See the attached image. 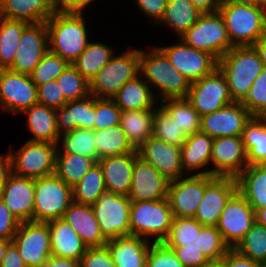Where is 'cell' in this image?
<instances>
[{
	"label": "cell",
	"instance_id": "obj_15",
	"mask_svg": "<svg viewBox=\"0 0 266 267\" xmlns=\"http://www.w3.org/2000/svg\"><path fill=\"white\" fill-rule=\"evenodd\" d=\"M236 191V178L205 175V193L194 218L203 226L216 227L228 200Z\"/></svg>",
	"mask_w": 266,
	"mask_h": 267
},
{
	"label": "cell",
	"instance_id": "obj_58",
	"mask_svg": "<svg viewBox=\"0 0 266 267\" xmlns=\"http://www.w3.org/2000/svg\"><path fill=\"white\" fill-rule=\"evenodd\" d=\"M224 267H261V263L240 255L235 249H230L221 259Z\"/></svg>",
	"mask_w": 266,
	"mask_h": 267
},
{
	"label": "cell",
	"instance_id": "obj_59",
	"mask_svg": "<svg viewBox=\"0 0 266 267\" xmlns=\"http://www.w3.org/2000/svg\"><path fill=\"white\" fill-rule=\"evenodd\" d=\"M93 0H53L56 12L82 13L83 9Z\"/></svg>",
	"mask_w": 266,
	"mask_h": 267
},
{
	"label": "cell",
	"instance_id": "obj_47",
	"mask_svg": "<svg viewBox=\"0 0 266 267\" xmlns=\"http://www.w3.org/2000/svg\"><path fill=\"white\" fill-rule=\"evenodd\" d=\"M203 227L194 217H174L167 238V247H181V242L195 241Z\"/></svg>",
	"mask_w": 266,
	"mask_h": 267
},
{
	"label": "cell",
	"instance_id": "obj_26",
	"mask_svg": "<svg viewBox=\"0 0 266 267\" xmlns=\"http://www.w3.org/2000/svg\"><path fill=\"white\" fill-rule=\"evenodd\" d=\"M149 240L137 236H122L105 244L117 267H146Z\"/></svg>",
	"mask_w": 266,
	"mask_h": 267
},
{
	"label": "cell",
	"instance_id": "obj_27",
	"mask_svg": "<svg viewBox=\"0 0 266 267\" xmlns=\"http://www.w3.org/2000/svg\"><path fill=\"white\" fill-rule=\"evenodd\" d=\"M51 241V255L80 260L88 246L64 219L47 222Z\"/></svg>",
	"mask_w": 266,
	"mask_h": 267
},
{
	"label": "cell",
	"instance_id": "obj_54",
	"mask_svg": "<svg viewBox=\"0 0 266 267\" xmlns=\"http://www.w3.org/2000/svg\"><path fill=\"white\" fill-rule=\"evenodd\" d=\"M79 267H117L106 245L88 247L79 260Z\"/></svg>",
	"mask_w": 266,
	"mask_h": 267
},
{
	"label": "cell",
	"instance_id": "obj_20",
	"mask_svg": "<svg viewBox=\"0 0 266 267\" xmlns=\"http://www.w3.org/2000/svg\"><path fill=\"white\" fill-rule=\"evenodd\" d=\"M252 115L239 102L233 101L222 109L201 116L200 131L213 139L224 136H241Z\"/></svg>",
	"mask_w": 266,
	"mask_h": 267
},
{
	"label": "cell",
	"instance_id": "obj_30",
	"mask_svg": "<svg viewBox=\"0 0 266 267\" xmlns=\"http://www.w3.org/2000/svg\"><path fill=\"white\" fill-rule=\"evenodd\" d=\"M21 113L27 114L28 130L34 136L29 141L58 144L59 132L56 123V109L35 104Z\"/></svg>",
	"mask_w": 266,
	"mask_h": 267
},
{
	"label": "cell",
	"instance_id": "obj_69",
	"mask_svg": "<svg viewBox=\"0 0 266 267\" xmlns=\"http://www.w3.org/2000/svg\"><path fill=\"white\" fill-rule=\"evenodd\" d=\"M202 267H224V265L221 261H210L208 264Z\"/></svg>",
	"mask_w": 266,
	"mask_h": 267
},
{
	"label": "cell",
	"instance_id": "obj_48",
	"mask_svg": "<svg viewBox=\"0 0 266 267\" xmlns=\"http://www.w3.org/2000/svg\"><path fill=\"white\" fill-rule=\"evenodd\" d=\"M252 116L266 117V68L254 80L251 88L239 101Z\"/></svg>",
	"mask_w": 266,
	"mask_h": 267
},
{
	"label": "cell",
	"instance_id": "obj_51",
	"mask_svg": "<svg viewBox=\"0 0 266 267\" xmlns=\"http://www.w3.org/2000/svg\"><path fill=\"white\" fill-rule=\"evenodd\" d=\"M121 112L112 98H96L94 130L119 125Z\"/></svg>",
	"mask_w": 266,
	"mask_h": 267
},
{
	"label": "cell",
	"instance_id": "obj_57",
	"mask_svg": "<svg viewBox=\"0 0 266 267\" xmlns=\"http://www.w3.org/2000/svg\"><path fill=\"white\" fill-rule=\"evenodd\" d=\"M168 0H135L139 10L146 16L155 18L157 24L164 16Z\"/></svg>",
	"mask_w": 266,
	"mask_h": 267
},
{
	"label": "cell",
	"instance_id": "obj_70",
	"mask_svg": "<svg viewBox=\"0 0 266 267\" xmlns=\"http://www.w3.org/2000/svg\"><path fill=\"white\" fill-rule=\"evenodd\" d=\"M261 267H266V261L261 263Z\"/></svg>",
	"mask_w": 266,
	"mask_h": 267
},
{
	"label": "cell",
	"instance_id": "obj_52",
	"mask_svg": "<svg viewBox=\"0 0 266 267\" xmlns=\"http://www.w3.org/2000/svg\"><path fill=\"white\" fill-rule=\"evenodd\" d=\"M146 267H185L178 259L173 249L163 242H152L147 256Z\"/></svg>",
	"mask_w": 266,
	"mask_h": 267
},
{
	"label": "cell",
	"instance_id": "obj_43",
	"mask_svg": "<svg viewBox=\"0 0 266 267\" xmlns=\"http://www.w3.org/2000/svg\"><path fill=\"white\" fill-rule=\"evenodd\" d=\"M62 139L61 152L57 153L78 154L91 158L97 162V148L95 145L94 131L77 128L74 131L59 135L58 143Z\"/></svg>",
	"mask_w": 266,
	"mask_h": 267
},
{
	"label": "cell",
	"instance_id": "obj_63",
	"mask_svg": "<svg viewBox=\"0 0 266 267\" xmlns=\"http://www.w3.org/2000/svg\"><path fill=\"white\" fill-rule=\"evenodd\" d=\"M42 267H79V261L51 255Z\"/></svg>",
	"mask_w": 266,
	"mask_h": 267
},
{
	"label": "cell",
	"instance_id": "obj_40",
	"mask_svg": "<svg viewBox=\"0 0 266 267\" xmlns=\"http://www.w3.org/2000/svg\"><path fill=\"white\" fill-rule=\"evenodd\" d=\"M95 163V160L82 155L56 153L55 174L70 187H73Z\"/></svg>",
	"mask_w": 266,
	"mask_h": 267
},
{
	"label": "cell",
	"instance_id": "obj_28",
	"mask_svg": "<svg viewBox=\"0 0 266 267\" xmlns=\"http://www.w3.org/2000/svg\"><path fill=\"white\" fill-rule=\"evenodd\" d=\"M62 219L72 226L88 247L104 246L107 243L102 236L91 205L73 201Z\"/></svg>",
	"mask_w": 266,
	"mask_h": 267
},
{
	"label": "cell",
	"instance_id": "obj_3",
	"mask_svg": "<svg viewBox=\"0 0 266 267\" xmlns=\"http://www.w3.org/2000/svg\"><path fill=\"white\" fill-rule=\"evenodd\" d=\"M218 11L234 46H253L266 34V5H239L223 0Z\"/></svg>",
	"mask_w": 266,
	"mask_h": 267
},
{
	"label": "cell",
	"instance_id": "obj_45",
	"mask_svg": "<svg viewBox=\"0 0 266 267\" xmlns=\"http://www.w3.org/2000/svg\"><path fill=\"white\" fill-rule=\"evenodd\" d=\"M56 80L67 101L83 99L91 94L89 81L72 64H69Z\"/></svg>",
	"mask_w": 266,
	"mask_h": 267
},
{
	"label": "cell",
	"instance_id": "obj_9",
	"mask_svg": "<svg viewBox=\"0 0 266 267\" xmlns=\"http://www.w3.org/2000/svg\"><path fill=\"white\" fill-rule=\"evenodd\" d=\"M57 147L58 144L27 140L17 152L10 149L12 173L31 179L55 174Z\"/></svg>",
	"mask_w": 266,
	"mask_h": 267
},
{
	"label": "cell",
	"instance_id": "obj_44",
	"mask_svg": "<svg viewBox=\"0 0 266 267\" xmlns=\"http://www.w3.org/2000/svg\"><path fill=\"white\" fill-rule=\"evenodd\" d=\"M234 249L253 261H266V227L255 222Z\"/></svg>",
	"mask_w": 266,
	"mask_h": 267
},
{
	"label": "cell",
	"instance_id": "obj_35",
	"mask_svg": "<svg viewBox=\"0 0 266 267\" xmlns=\"http://www.w3.org/2000/svg\"><path fill=\"white\" fill-rule=\"evenodd\" d=\"M248 165L266 164V117L252 116L241 135Z\"/></svg>",
	"mask_w": 266,
	"mask_h": 267
},
{
	"label": "cell",
	"instance_id": "obj_11",
	"mask_svg": "<svg viewBox=\"0 0 266 267\" xmlns=\"http://www.w3.org/2000/svg\"><path fill=\"white\" fill-rule=\"evenodd\" d=\"M12 243L27 267H42L51 256L48 223L20 222Z\"/></svg>",
	"mask_w": 266,
	"mask_h": 267
},
{
	"label": "cell",
	"instance_id": "obj_2",
	"mask_svg": "<svg viewBox=\"0 0 266 267\" xmlns=\"http://www.w3.org/2000/svg\"><path fill=\"white\" fill-rule=\"evenodd\" d=\"M217 67L226 78L235 102L244 97L264 68L253 46H234L217 61Z\"/></svg>",
	"mask_w": 266,
	"mask_h": 267
},
{
	"label": "cell",
	"instance_id": "obj_32",
	"mask_svg": "<svg viewBox=\"0 0 266 267\" xmlns=\"http://www.w3.org/2000/svg\"><path fill=\"white\" fill-rule=\"evenodd\" d=\"M237 190L252 209L266 207V164L248 165L237 177Z\"/></svg>",
	"mask_w": 266,
	"mask_h": 267
},
{
	"label": "cell",
	"instance_id": "obj_42",
	"mask_svg": "<svg viewBox=\"0 0 266 267\" xmlns=\"http://www.w3.org/2000/svg\"><path fill=\"white\" fill-rule=\"evenodd\" d=\"M106 191L103 171L96 162L84 177L72 187L73 201L92 205Z\"/></svg>",
	"mask_w": 266,
	"mask_h": 267
},
{
	"label": "cell",
	"instance_id": "obj_10",
	"mask_svg": "<svg viewBox=\"0 0 266 267\" xmlns=\"http://www.w3.org/2000/svg\"><path fill=\"white\" fill-rule=\"evenodd\" d=\"M128 196L105 191L91 205L106 241L130 235V206Z\"/></svg>",
	"mask_w": 266,
	"mask_h": 267
},
{
	"label": "cell",
	"instance_id": "obj_22",
	"mask_svg": "<svg viewBox=\"0 0 266 267\" xmlns=\"http://www.w3.org/2000/svg\"><path fill=\"white\" fill-rule=\"evenodd\" d=\"M169 182L152 165L138 156L134 163L128 198L131 201L166 199Z\"/></svg>",
	"mask_w": 266,
	"mask_h": 267
},
{
	"label": "cell",
	"instance_id": "obj_37",
	"mask_svg": "<svg viewBox=\"0 0 266 267\" xmlns=\"http://www.w3.org/2000/svg\"><path fill=\"white\" fill-rule=\"evenodd\" d=\"M97 148V162L100 158L135 152L120 124L109 128L94 130Z\"/></svg>",
	"mask_w": 266,
	"mask_h": 267
},
{
	"label": "cell",
	"instance_id": "obj_6",
	"mask_svg": "<svg viewBox=\"0 0 266 267\" xmlns=\"http://www.w3.org/2000/svg\"><path fill=\"white\" fill-rule=\"evenodd\" d=\"M179 39L197 50L209 53L217 61L234 47L219 11L202 13L197 22Z\"/></svg>",
	"mask_w": 266,
	"mask_h": 267
},
{
	"label": "cell",
	"instance_id": "obj_60",
	"mask_svg": "<svg viewBox=\"0 0 266 267\" xmlns=\"http://www.w3.org/2000/svg\"><path fill=\"white\" fill-rule=\"evenodd\" d=\"M0 267H27L13 243L8 246Z\"/></svg>",
	"mask_w": 266,
	"mask_h": 267
},
{
	"label": "cell",
	"instance_id": "obj_4",
	"mask_svg": "<svg viewBox=\"0 0 266 267\" xmlns=\"http://www.w3.org/2000/svg\"><path fill=\"white\" fill-rule=\"evenodd\" d=\"M145 76L161 93V101L165 99L187 98L190 85L186 79L170 63L167 56L155 47L151 52H144L139 49V75Z\"/></svg>",
	"mask_w": 266,
	"mask_h": 267
},
{
	"label": "cell",
	"instance_id": "obj_25",
	"mask_svg": "<svg viewBox=\"0 0 266 267\" xmlns=\"http://www.w3.org/2000/svg\"><path fill=\"white\" fill-rule=\"evenodd\" d=\"M96 116V97L89 95L83 99L68 101L56 109V123L59 135L77 128L93 130Z\"/></svg>",
	"mask_w": 266,
	"mask_h": 267
},
{
	"label": "cell",
	"instance_id": "obj_56",
	"mask_svg": "<svg viewBox=\"0 0 266 267\" xmlns=\"http://www.w3.org/2000/svg\"><path fill=\"white\" fill-rule=\"evenodd\" d=\"M20 222L0 198V239L12 240Z\"/></svg>",
	"mask_w": 266,
	"mask_h": 267
},
{
	"label": "cell",
	"instance_id": "obj_14",
	"mask_svg": "<svg viewBox=\"0 0 266 267\" xmlns=\"http://www.w3.org/2000/svg\"><path fill=\"white\" fill-rule=\"evenodd\" d=\"M255 222V211L237 190L228 200L216 227L224 242L234 249Z\"/></svg>",
	"mask_w": 266,
	"mask_h": 267
},
{
	"label": "cell",
	"instance_id": "obj_53",
	"mask_svg": "<svg viewBox=\"0 0 266 267\" xmlns=\"http://www.w3.org/2000/svg\"><path fill=\"white\" fill-rule=\"evenodd\" d=\"M38 104L58 109L63 107L68 101L57 83V80H51L45 84L37 86Z\"/></svg>",
	"mask_w": 266,
	"mask_h": 267
},
{
	"label": "cell",
	"instance_id": "obj_36",
	"mask_svg": "<svg viewBox=\"0 0 266 267\" xmlns=\"http://www.w3.org/2000/svg\"><path fill=\"white\" fill-rule=\"evenodd\" d=\"M201 14L190 0H168L160 22L170 26L180 37L197 22Z\"/></svg>",
	"mask_w": 266,
	"mask_h": 267
},
{
	"label": "cell",
	"instance_id": "obj_12",
	"mask_svg": "<svg viewBox=\"0 0 266 267\" xmlns=\"http://www.w3.org/2000/svg\"><path fill=\"white\" fill-rule=\"evenodd\" d=\"M187 100L200 116L222 109L233 102L226 78L218 67L191 83Z\"/></svg>",
	"mask_w": 266,
	"mask_h": 267
},
{
	"label": "cell",
	"instance_id": "obj_68",
	"mask_svg": "<svg viewBox=\"0 0 266 267\" xmlns=\"http://www.w3.org/2000/svg\"><path fill=\"white\" fill-rule=\"evenodd\" d=\"M181 246H186V248H193L200 250V232L198 237H196L195 241L192 242H181Z\"/></svg>",
	"mask_w": 266,
	"mask_h": 267
},
{
	"label": "cell",
	"instance_id": "obj_62",
	"mask_svg": "<svg viewBox=\"0 0 266 267\" xmlns=\"http://www.w3.org/2000/svg\"><path fill=\"white\" fill-rule=\"evenodd\" d=\"M202 13L217 12L223 0H190Z\"/></svg>",
	"mask_w": 266,
	"mask_h": 267
},
{
	"label": "cell",
	"instance_id": "obj_7",
	"mask_svg": "<svg viewBox=\"0 0 266 267\" xmlns=\"http://www.w3.org/2000/svg\"><path fill=\"white\" fill-rule=\"evenodd\" d=\"M73 202L72 187L56 174L35 179L33 222L62 218Z\"/></svg>",
	"mask_w": 266,
	"mask_h": 267
},
{
	"label": "cell",
	"instance_id": "obj_41",
	"mask_svg": "<svg viewBox=\"0 0 266 267\" xmlns=\"http://www.w3.org/2000/svg\"><path fill=\"white\" fill-rule=\"evenodd\" d=\"M160 103L187 136L200 131L201 116L187 98L165 99Z\"/></svg>",
	"mask_w": 266,
	"mask_h": 267
},
{
	"label": "cell",
	"instance_id": "obj_38",
	"mask_svg": "<svg viewBox=\"0 0 266 267\" xmlns=\"http://www.w3.org/2000/svg\"><path fill=\"white\" fill-rule=\"evenodd\" d=\"M27 22L0 17V69H9L15 59Z\"/></svg>",
	"mask_w": 266,
	"mask_h": 267
},
{
	"label": "cell",
	"instance_id": "obj_29",
	"mask_svg": "<svg viewBox=\"0 0 266 267\" xmlns=\"http://www.w3.org/2000/svg\"><path fill=\"white\" fill-rule=\"evenodd\" d=\"M55 12L53 0H0V17L28 24L46 22Z\"/></svg>",
	"mask_w": 266,
	"mask_h": 267
},
{
	"label": "cell",
	"instance_id": "obj_21",
	"mask_svg": "<svg viewBox=\"0 0 266 267\" xmlns=\"http://www.w3.org/2000/svg\"><path fill=\"white\" fill-rule=\"evenodd\" d=\"M205 193V175L170 181L168 200L174 217H194Z\"/></svg>",
	"mask_w": 266,
	"mask_h": 267
},
{
	"label": "cell",
	"instance_id": "obj_19",
	"mask_svg": "<svg viewBox=\"0 0 266 267\" xmlns=\"http://www.w3.org/2000/svg\"><path fill=\"white\" fill-rule=\"evenodd\" d=\"M47 52L46 22L28 24L21 35L14 62L9 70L30 74Z\"/></svg>",
	"mask_w": 266,
	"mask_h": 267
},
{
	"label": "cell",
	"instance_id": "obj_1",
	"mask_svg": "<svg viewBox=\"0 0 266 267\" xmlns=\"http://www.w3.org/2000/svg\"><path fill=\"white\" fill-rule=\"evenodd\" d=\"M83 12H54L47 20L48 51L72 64L89 42Z\"/></svg>",
	"mask_w": 266,
	"mask_h": 267
},
{
	"label": "cell",
	"instance_id": "obj_17",
	"mask_svg": "<svg viewBox=\"0 0 266 267\" xmlns=\"http://www.w3.org/2000/svg\"><path fill=\"white\" fill-rule=\"evenodd\" d=\"M175 45L158 47L170 60L174 68L190 83L200 80L217 68V60L201 50H197L182 40Z\"/></svg>",
	"mask_w": 266,
	"mask_h": 267
},
{
	"label": "cell",
	"instance_id": "obj_61",
	"mask_svg": "<svg viewBox=\"0 0 266 267\" xmlns=\"http://www.w3.org/2000/svg\"><path fill=\"white\" fill-rule=\"evenodd\" d=\"M12 174L11 160L8 153L0 155V190Z\"/></svg>",
	"mask_w": 266,
	"mask_h": 267
},
{
	"label": "cell",
	"instance_id": "obj_5",
	"mask_svg": "<svg viewBox=\"0 0 266 267\" xmlns=\"http://www.w3.org/2000/svg\"><path fill=\"white\" fill-rule=\"evenodd\" d=\"M173 213L168 198L153 201H132L130 206V235L163 242L170 231ZM157 236V237H156Z\"/></svg>",
	"mask_w": 266,
	"mask_h": 267
},
{
	"label": "cell",
	"instance_id": "obj_50",
	"mask_svg": "<svg viewBox=\"0 0 266 267\" xmlns=\"http://www.w3.org/2000/svg\"><path fill=\"white\" fill-rule=\"evenodd\" d=\"M230 247L224 242L215 226H203L200 230V251L210 261H221Z\"/></svg>",
	"mask_w": 266,
	"mask_h": 267
},
{
	"label": "cell",
	"instance_id": "obj_49",
	"mask_svg": "<svg viewBox=\"0 0 266 267\" xmlns=\"http://www.w3.org/2000/svg\"><path fill=\"white\" fill-rule=\"evenodd\" d=\"M68 65L66 60L48 51L29 75L36 86L42 85L56 80Z\"/></svg>",
	"mask_w": 266,
	"mask_h": 267
},
{
	"label": "cell",
	"instance_id": "obj_24",
	"mask_svg": "<svg viewBox=\"0 0 266 267\" xmlns=\"http://www.w3.org/2000/svg\"><path fill=\"white\" fill-rule=\"evenodd\" d=\"M137 157L136 150L135 152L104 157L98 160L103 171L106 191L113 192L116 195H129L134 163Z\"/></svg>",
	"mask_w": 266,
	"mask_h": 267
},
{
	"label": "cell",
	"instance_id": "obj_8",
	"mask_svg": "<svg viewBox=\"0 0 266 267\" xmlns=\"http://www.w3.org/2000/svg\"><path fill=\"white\" fill-rule=\"evenodd\" d=\"M139 74V50L116 55L90 80V93L96 98H112L127 81Z\"/></svg>",
	"mask_w": 266,
	"mask_h": 267
},
{
	"label": "cell",
	"instance_id": "obj_34",
	"mask_svg": "<svg viewBox=\"0 0 266 267\" xmlns=\"http://www.w3.org/2000/svg\"><path fill=\"white\" fill-rule=\"evenodd\" d=\"M213 138L202 131L196 132L186 138L181 146V160L183 171H197L204 168L211 161Z\"/></svg>",
	"mask_w": 266,
	"mask_h": 267
},
{
	"label": "cell",
	"instance_id": "obj_13",
	"mask_svg": "<svg viewBox=\"0 0 266 267\" xmlns=\"http://www.w3.org/2000/svg\"><path fill=\"white\" fill-rule=\"evenodd\" d=\"M213 169L196 175H214L236 178L247 166V152L241 136H224L213 140L211 161Z\"/></svg>",
	"mask_w": 266,
	"mask_h": 267
},
{
	"label": "cell",
	"instance_id": "obj_39",
	"mask_svg": "<svg viewBox=\"0 0 266 267\" xmlns=\"http://www.w3.org/2000/svg\"><path fill=\"white\" fill-rule=\"evenodd\" d=\"M113 49L101 42L89 43L86 49L72 63L76 70L89 82L113 57Z\"/></svg>",
	"mask_w": 266,
	"mask_h": 267
},
{
	"label": "cell",
	"instance_id": "obj_16",
	"mask_svg": "<svg viewBox=\"0 0 266 267\" xmlns=\"http://www.w3.org/2000/svg\"><path fill=\"white\" fill-rule=\"evenodd\" d=\"M35 104H38L37 86L30 75L0 69V107L18 114Z\"/></svg>",
	"mask_w": 266,
	"mask_h": 267
},
{
	"label": "cell",
	"instance_id": "obj_55",
	"mask_svg": "<svg viewBox=\"0 0 266 267\" xmlns=\"http://www.w3.org/2000/svg\"><path fill=\"white\" fill-rule=\"evenodd\" d=\"M169 248L173 249L177 259L185 267H202L210 262L199 249L186 248V246Z\"/></svg>",
	"mask_w": 266,
	"mask_h": 267
},
{
	"label": "cell",
	"instance_id": "obj_23",
	"mask_svg": "<svg viewBox=\"0 0 266 267\" xmlns=\"http://www.w3.org/2000/svg\"><path fill=\"white\" fill-rule=\"evenodd\" d=\"M35 179L13 173L0 190V198L19 222L32 221Z\"/></svg>",
	"mask_w": 266,
	"mask_h": 267
},
{
	"label": "cell",
	"instance_id": "obj_65",
	"mask_svg": "<svg viewBox=\"0 0 266 267\" xmlns=\"http://www.w3.org/2000/svg\"><path fill=\"white\" fill-rule=\"evenodd\" d=\"M255 220L257 223L266 227V207L255 210Z\"/></svg>",
	"mask_w": 266,
	"mask_h": 267
},
{
	"label": "cell",
	"instance_id": "obj_18",
	"mask_svg": "<svg viewBox=\"0 0 266 267\" xmlns=\"http://www.w3.org/2000/svg\"><path fill=\"white\" fill-rule=\"evenodd\" d=\"M137 150L138 156L152 165L167 180L174 181L184 175L181 147L150 136Z\"/></svg>",
	"mask_w": 266,
	"mask_h": 267
},
{
	"label": "cell",
	"instance_id": "obj_46",
	"mask_svg": "<svg viewBox=\"0 0 266 267\" xmlns=\"http://www.w3.org/2000/svg\"><path fill=\"white\" fill-rule=\"evenodd\" d=\"M152 135L179 147L184 144L188 137L161 106L155 110L153 116Z\"/></svg>",
	"mask_w": 266,
	"mask_h": 267
},
{
	"label": "cell",
	"instance_id": "obj_33",
	"mask_svg": "<svg viewBox=\"0 0 266 267\" xmlns=\"http://www.w3.org/2000/svg\"><path fill=\"white\" fill-rule=\"evenodd\" d=\"M155 110L145 109L121 112L120 126L135 149H138L152 136Z\"/></svg>",
	"mask_w": 266,
	"mask_h": 267
},
{
	"label": "cell",
	"instance_id": "obj_67",
	"mask_svg": "<svg viewBox=\"0 0 266 267\" xmlns=\"http://www.w3.org/2000/svg\"><path fill=\"white\" fill-rule=\"evenodd\" d=\"M12 243V240L0 239V265L5 256L8 246Z\"/></svg>",
	"mask_w": 266,
	"mask_h": 267
},
{
	"label": "cell",
	"instance_id": "obj_66",
	"mask_svg": "<svg viewBox=\"0 0 266 267\" xmlns=\"http://www.w3.org/2000/svg\"><path fill=\"white\" fill-rule=\"evenodd\" d=\"M239 5H265L261 0H226Z\"/></svg>",
	"mask_w": 266,
	"mask_h": 267
},
{
	"label": "cell",
	"instance_id": "obj_64",
	"mask_svg": "<svg viewBox=\"0 0 266 267\" xmlns=\"http://www.w3.org/2000/svg\"><path fill=\"white\" fill-rule=\"evenodd\" d=\"M254 49L258 52L263 66L266 68V34L261 37L254 45Z\"/></svg>",
	"mask_w": 266,
	"mask_h": 267
},
{
	"label": "cell",
	"instance_id": "obj_31",
	"mask_svg": "<svg viewBox=\"0 0 266 267\" xmlns=\"http://www.w3.org/2000/svg\"><path fill=\"white\" fill-rule=\"evenodd\" d=\"M140 77L137 75L127 81L112 97L121 111L154 109V104L157 102L154 93L147 82Z\"/></svg>",
	"mask_w": 266,
	"mask_h": 267
}]
</instances>
